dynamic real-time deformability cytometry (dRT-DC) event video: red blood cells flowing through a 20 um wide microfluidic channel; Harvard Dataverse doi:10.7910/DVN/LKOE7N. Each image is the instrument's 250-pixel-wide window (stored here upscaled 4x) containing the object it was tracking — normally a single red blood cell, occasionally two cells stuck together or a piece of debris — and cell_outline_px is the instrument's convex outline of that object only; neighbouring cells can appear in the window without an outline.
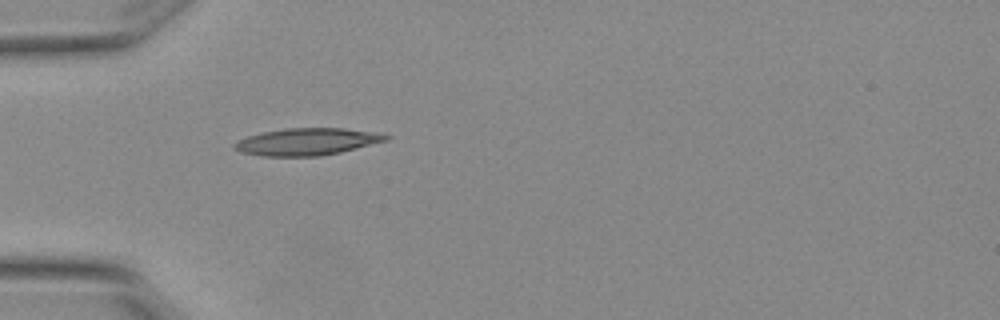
{"species": "Egyptian fruit bat (a non-hibernating species)", "species_latin": "Rousettus aegyptiacus", "temperature_condition": "warm", "stored_images_in_passage": 1, "camera_frame_rate_fps": 3000, "um_per_image_px": 0.085, "animal": {"sex": "female"}, "frame": {"image": 1, "passage_image": 1, "time_ms": 0.0, "image_size_px": [1000, 320], "cell_outline_px": [[392, 136], [388, 140], [340, 152], [320, 156], [264, 156], [240, 152], [232, 148], [232, 144], [236, 140], [248, 136], [264, 132], [284, 128], [344, 128], [380, 132]], "centroid_in_image_um": [26.1, 12.04], "position_along_channel_um": 58.9, "area_um2": 24.1}}